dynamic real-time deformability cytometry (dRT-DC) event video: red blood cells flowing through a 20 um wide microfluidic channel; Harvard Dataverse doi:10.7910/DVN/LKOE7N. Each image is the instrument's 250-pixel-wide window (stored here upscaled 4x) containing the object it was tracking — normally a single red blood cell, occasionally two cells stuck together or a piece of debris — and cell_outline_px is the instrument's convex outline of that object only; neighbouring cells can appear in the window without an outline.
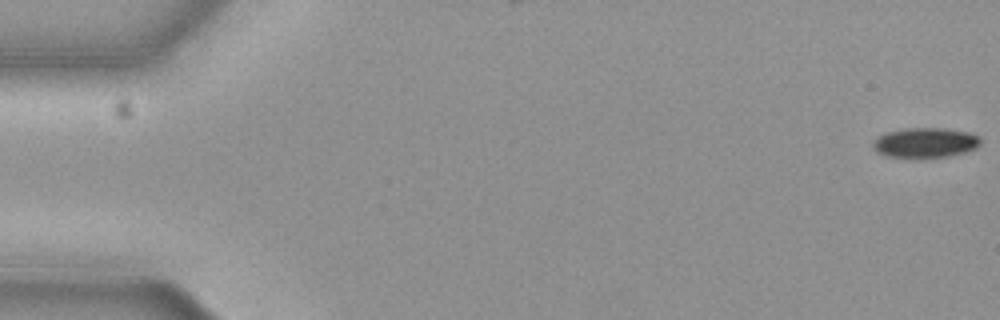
{"species": "common noctule bat (a hibernating species)", "species_latin": "Nyctalus noctula", "temperature_condition": "cold", "stored_images_in_passage": 57, "camera_frame_rate_fps": 3000, "um_per_image_px": 0.085, "animal": {"sex": "female", "body_mass_g": 19.3, "forearm_length_mm": 54.1}, "frame": {"image": 1, "passage_image": 1, "time_ms": 0.0, "image_size_px": [1000, 320], "cell_outline_px": [[980, 144], [976, 148], [964, 152], [948, 156], [888, 156], [876, 152], [872, 144], [872, 140], [888, 132], [908, 128], [940, 128], [968, 132], [976, 136], [980, 140]], "centroid_in_image_um": [78.63, 12.11], "position_along_channel_um": 6.4, "area_um2": 18.15}}
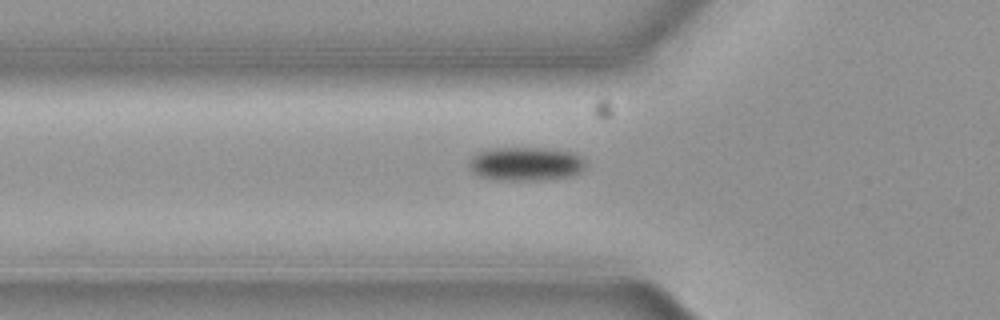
{"frame": {"image": 2, "passage_image": 20, "time_ms": 6.333, "image_size_px": [1000, 320], "cell_outline_px": [[584, 164], [580, 172], [568, 176], [532, 180], [496, 180], [480, 176], [468, 164], [472, 156], [480, 152], [492, 148], [544, 148], [572, 152], [580, 156], [584, 160]], "centroid_in_image_um": [44.68, 13.92], "position_along_channel_um": 81.1, "area_um2": 22.43}}
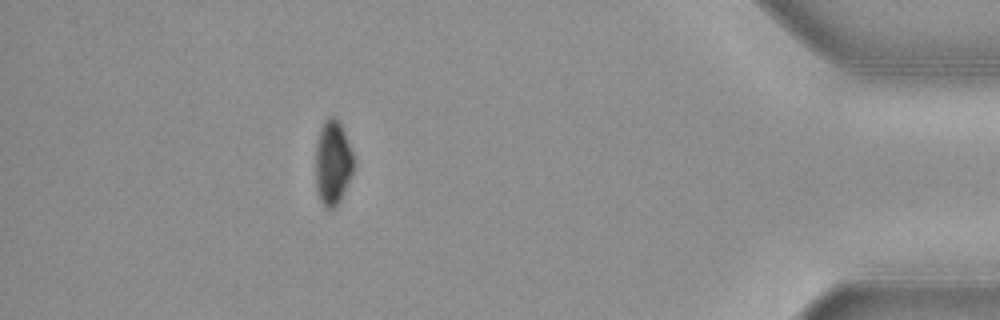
{"frame": {"image": 3, "passage_image": 51, "time_ms": 16.667, "image_size_px": [1000, 320], "cell_outline_px": [[352, 172], [340, 200], [332, 208], [328, 208], [320, 200], [316, 188], [316, 144], [320, 128], [324, 120], [328, 116], [332, 116], [340, 124], [344, 132], [352, 152]], "centroid_in_image_um": [28.25, 13.8], "position_along_channel_um": 406.9, "area_um2": 18.21}, "authors_computed_cell_mechanics": {"area_um2": 20.5768, "velocity_mm_per_s": 3.6804, "shape_relaxation_time_tau1_ms": 4.7825, "shape_relaxation_time_tau2_ms": null, "deformation_change_tau1": 0.0868, "deformation_change_tau2": null}}